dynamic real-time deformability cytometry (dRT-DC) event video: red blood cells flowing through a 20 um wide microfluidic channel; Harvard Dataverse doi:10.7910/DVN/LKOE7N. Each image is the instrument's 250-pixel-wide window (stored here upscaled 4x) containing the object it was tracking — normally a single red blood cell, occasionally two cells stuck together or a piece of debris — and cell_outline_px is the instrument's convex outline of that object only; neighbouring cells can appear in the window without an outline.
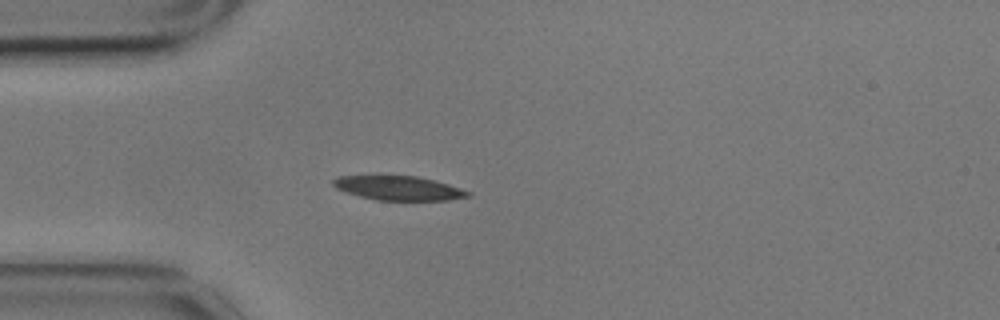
{"species": "common noctule bat (a hibernating species)", "species_latin": "Nyctalus noctula", "temperature_condition": "cold", "stored_images_in_passage": 43, "camera_frame_rate_fps": 3000, "um_per_image_px": 0.085, "animal": {"sex": "male", "body_mass_g": 17.9}, "frame": {"image": 1, "passage_image": 1, "time_ms": 0.0, "image_size_px": [1000, 320], "cell_outline_px": [[472, 196], [448, 200], [376, 200], [360, 196], [336, 188], [332, 184], [332, 180], [336, 176], [380, 172], [416, 176], [448, 184], [472, 192]], "centroid_in_image_um": [33.79, 15.92], "position_along_channel_um": 51.2, "area_um2": 20.0}}
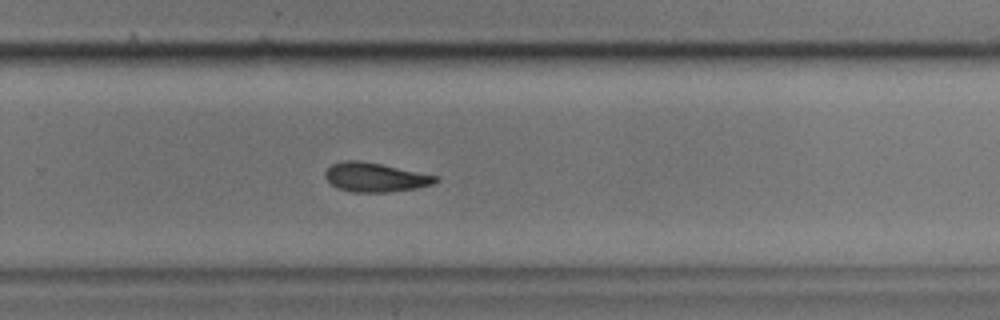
{"frame": {"image": 2, "passage_image": 23, "time_ms": 7.333, "image_size_px": [1000, 320], "cell_outline_px": [[440, 180], [432, 184], [416, 188], [388, 192], [352, 192], [336, 188], [324, 176], [324, 172], [332, 164], [344, 160], [360, 160], [440, 176]], "centroid_in_image_um": [31.89, 15.07], "position_along_channel_um": 297.9, "area_um2": 18.79}}
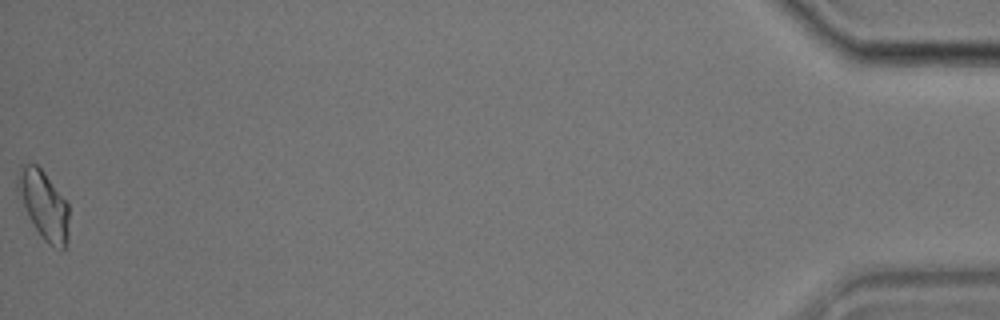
{"frame": {"image": 3, "passage_image": 43, "time_ms": 14.0, "image_size_px": [1000, 320], "cell_outline_px": [[68, 240], [64, 248], [60, 248], [48, 244], [40, 236], [16, 188], [16, 176], [20, 164], [36, 164], [44, 172], [68, 204]], "centroid_in_image_um": [3.71, 17.39], "position_along_channel_um": 431.5, "area_um2": 20.0}, "authors_computed_cell_mechanics": {"area_um2": 19.363, "velocity_mm_per_s": 3.4782, "shape_relaxation_time_tau1_ms": 4.9499, "shape_relaxation_time_tau2_ms": 10.213, "deformation_change_tau1": 0.1141, "deformation_change_tau2": 0.1724}}